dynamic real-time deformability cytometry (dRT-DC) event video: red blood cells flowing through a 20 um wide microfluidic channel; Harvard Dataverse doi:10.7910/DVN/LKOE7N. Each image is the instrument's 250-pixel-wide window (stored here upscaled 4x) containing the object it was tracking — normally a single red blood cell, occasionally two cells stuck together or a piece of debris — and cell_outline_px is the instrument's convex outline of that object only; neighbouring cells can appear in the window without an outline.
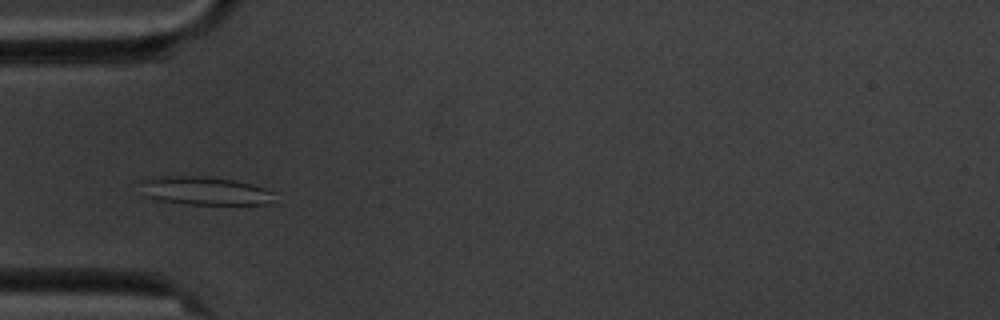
{"species": "common noctule bat (a hibernating species)", "species_latin": "Nyctalus noctula", "temperature_condition": "cold", "stored_images_in_passage": 5, "camera_frame_rate_fps": 3000, "um_per_image_px": 0.085, "animal": {"sex": "male", "body_mass_g": 20.1, "forearm_length_mm": 53.5}, "frame": {"image": 1, "passage_image": 3, "time_ms": 2.333, "image_size_px": [1000, 320], "cell_outline_px": [[272, 192], [268, 204], [184, 204], [156, 200], [148, 196], [140, 180], [156, 176], [200, 176], [232, 180], [252, 184], [264, 188]], "centroid_in_image_um": [17.36, 16.21], "position_along_channel_um": 67.6, "area_um2": 21.62}}
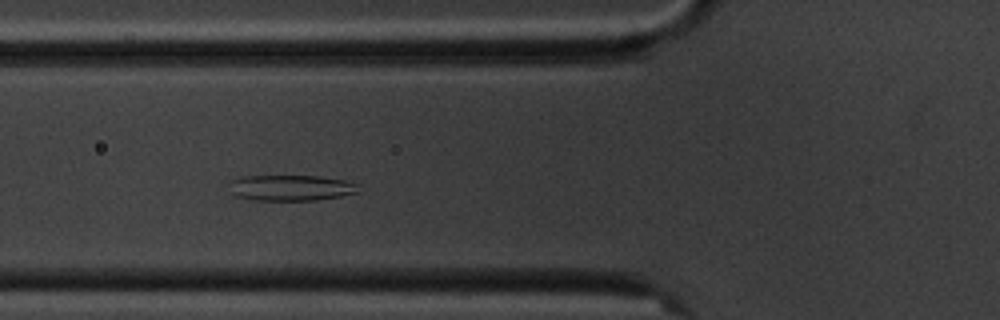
{"frame": {"image": 2, "passage_image": 4, "time_ms": 3.333, "image_size_px": [1000, 320], "cell_outline_px": [[360, 192], [340, 196], [316, 200], [252, 200], [232, 196], [232, 180], [240, 176], [320, 176], [348, 180], [356, 184]], "centroid_in_image_um": [24.75, 15.96], "position_along_channel_um": 101.1, "area_um2": 19.48}}